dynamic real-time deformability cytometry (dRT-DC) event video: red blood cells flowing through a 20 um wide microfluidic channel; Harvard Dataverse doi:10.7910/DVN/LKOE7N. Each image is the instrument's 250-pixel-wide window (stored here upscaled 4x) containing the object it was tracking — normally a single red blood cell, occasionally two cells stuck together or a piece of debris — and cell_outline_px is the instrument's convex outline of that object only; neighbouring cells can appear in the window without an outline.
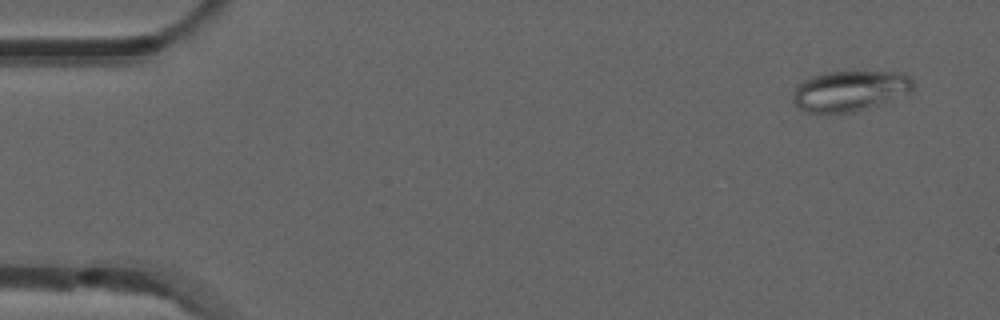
{"species": "common noctule bat (a hibernating species)", "species_latin": "Nyctalus noctula", "temperature_condition": "room temperature", "stored_images_in_passage": 7, "camera_frame_rate_fps": 3000, "um_per_image_px": 0.085, "animal": {"sex": "male", "forearm_length_mm": 52.5}, "frame": {"image": 1, "passage_image": 1, "time_ms": 0.0, "image_size_px": [1000, 320], "cell_outline_px": [[916, 84], [908, 92], [868, 108], [856, 112], [828, 116], [804, 112], [792, 100], [792, 96], [796, 84], [812, 76], [824, 72], [904, 72], [912, 76]], "centroid_in_image_um": [72.18, 7.75], "position_along_channel_um": 12.8, "area_um2": 29.07}}
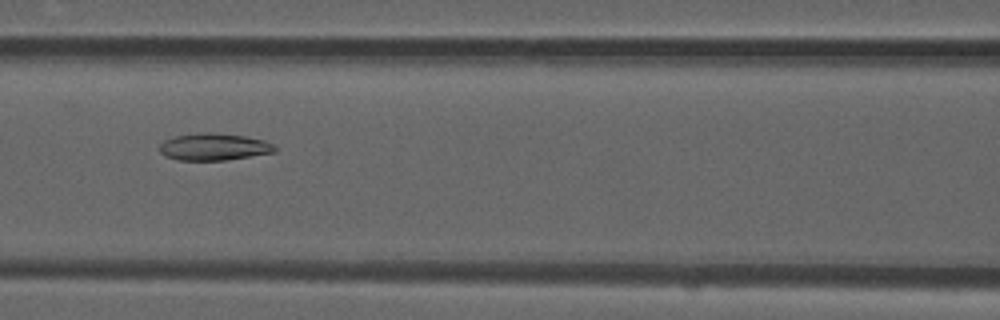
{"frame": {"image": 2, "passage_image": 6, "time_ms": 1.667, "image_size_px": [1000, 320], "cell_outline_px": [[276, 152], [224, 160], [176, 160], [164, 156], [160, 152], [160, 144], [164, 140], [176, 136], [200, 132], [212, 132], [244, 136], [264, 140], [272, 144], [276, 148]], "centroid_in_image_um": [18.15, 12.48], "position_along_channel_um": 148.4, "area_um2": 18.15}}
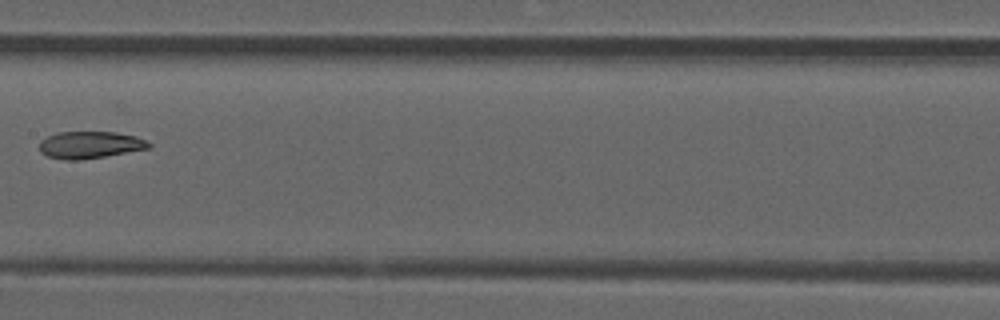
{"frame": {"image": 3, "passage_image": 7, "time_ms": 2.0, "image_size_px": [1000, 320], "cell_outline_px": [[152, 148], [80, 160], [64, 160], [48, 156], [40, 152], [40, 140], [56, 132], [116, 132], [136, 136], [152, 144]], "centroid_in_image_um": [7.65, 12.31], "position_along_channel_um": 199.7, "area_um2": 17.28}}